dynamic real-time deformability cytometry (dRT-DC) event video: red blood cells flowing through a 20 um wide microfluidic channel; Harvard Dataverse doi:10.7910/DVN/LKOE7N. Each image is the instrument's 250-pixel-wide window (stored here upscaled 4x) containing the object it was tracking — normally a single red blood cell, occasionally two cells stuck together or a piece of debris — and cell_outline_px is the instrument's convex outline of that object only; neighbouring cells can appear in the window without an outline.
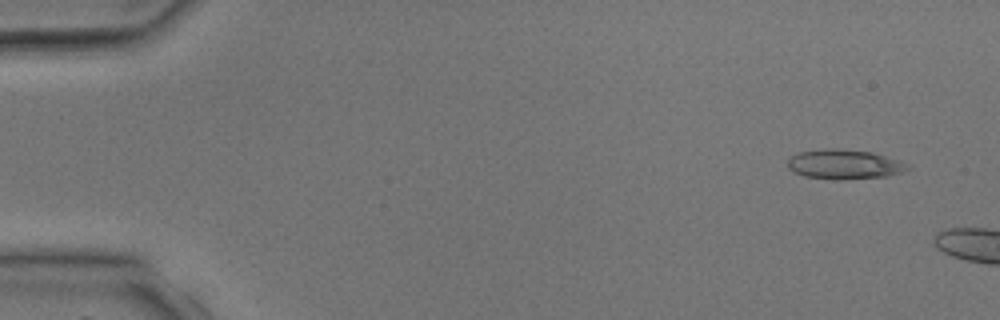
{"species": "common noctule bat (a hibernating species)", "species_latin": "Nyctalus noctula", "temperature_condition": "room temperature", "stored_images_in_passage": 3, "camera_frame_rate_fps": 3000, "um_per_image_px": 0.085, "animal": {"sex": "male", "body_mass_g": 17.9, "forearm_length_mm": 54.2}, "frame": {"image": 1, "passage_image": 1, "time_ms": 0.0, "image_size_px": [1000, 320], "cell_outline_px": [[912, 168], [888, 176], [844, 180], [804, 176], [788, 168], [788, 160], [792, 156], [800, 152], [832, 148], [872, 152], [900, 160], [908, 164]], "centroid_in_image_um": [71.82, 13.97], "position_along_channel_um": 13.2, "area_um2": 20.52}}